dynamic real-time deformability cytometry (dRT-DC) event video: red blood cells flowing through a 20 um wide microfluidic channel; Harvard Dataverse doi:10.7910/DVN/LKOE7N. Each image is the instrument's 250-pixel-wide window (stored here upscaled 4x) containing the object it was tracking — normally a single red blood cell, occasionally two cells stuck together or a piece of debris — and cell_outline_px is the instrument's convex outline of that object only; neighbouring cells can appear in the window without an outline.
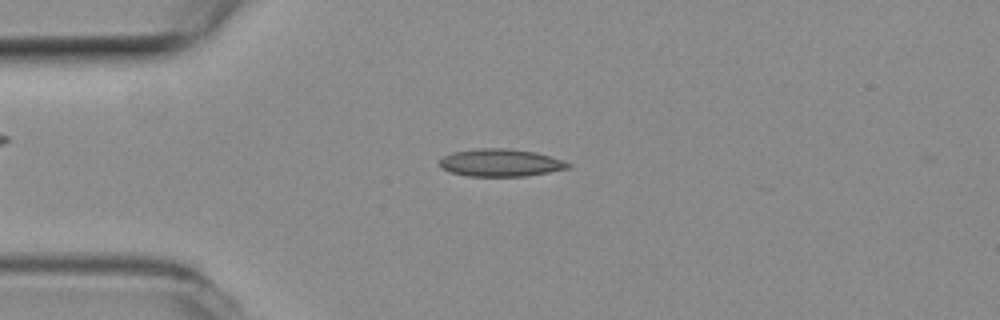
{"species": "common noctule bat (a hibernating species)", "species_latin": "Nyctalus noctula", "temperature_condition": "room temperature", "stored_images_in_passage": 40, "camera_frame_rate_fps": 3000, "um_per_image_px": 0.085, "animal": {"sex": "female", "body_mass_g": 19.3, "forearm_length_mm": 54.1}, "frame": {"image": 1, "passage_image": 3, "time_ms": 0.667, "image_size_px": [1000, 320], "cell_outline_px": [[572, 168], [524, 176], [468, 176], [452, 172], [440, 168], [440, 160], [444, 156], [452, 152], [476, 148], [508, 148], [536, 152], [572, 164]], "centroid_in_image_um": [42.54, 13.83], "position_along_channel_um": 42.5, "area_um2": 20.58}}
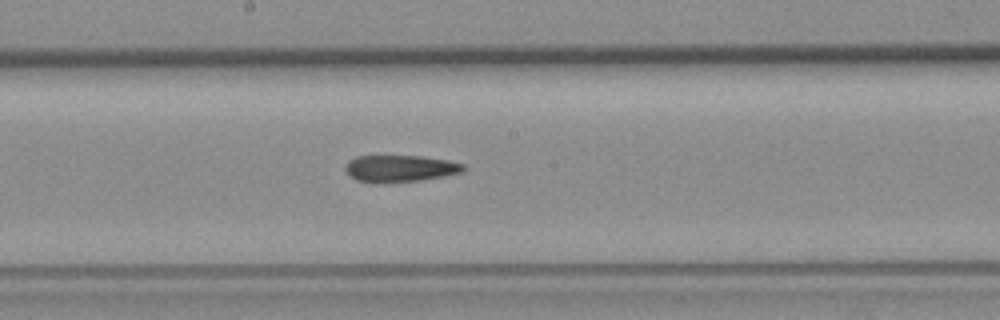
{"frame": {"image": 2, "passage_image": 18, "time_ms": 5.667, "image_size_px": [1000, 320], "cell_outline_px": [[464, 172], [444, 176], [420, 180], [380, 184], [372, 184], [356, 180], [348, 176], [344, 168], [348, 160], [356, 156], [420, 156], [448, 160], [464, 164]], "centroid_in_image_um": [33.94, 14.34], "position_along_channel_um": 214.3, "area_um2": 18.84}}
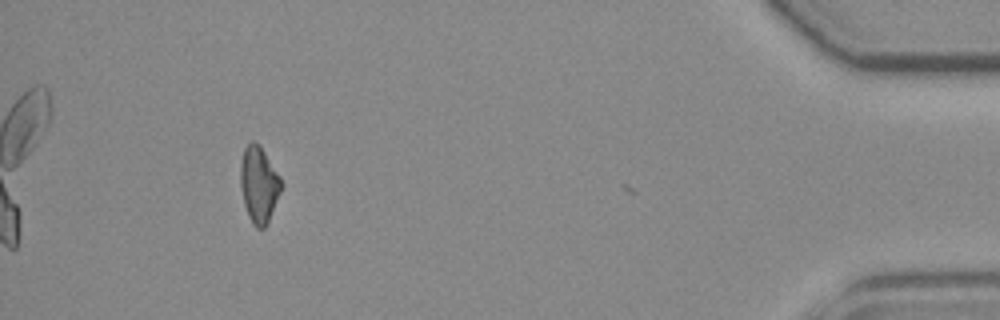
{"frame": {"image": 3, "passage_image": 39, "time_ms": 12.667, "image_size_px": [1000, 320], "cell_outline_px": [[284, 184], [268, 220], [264, 228], [256, 228], [252, 224], [248, 216], [244, 204], [240, 188], [240, 164], [244, 148], [252, 140], [260, 144], [280, 176]], "centroid_in_image_um": [22.0, 15.66], "position_along_channel_um": 413.2, "area_um2": 18.26}, "authors_computed_cell_mechanics": {"area_um2": 18.9873, "velocity_mm_per_s": 3.8354, "shape_relaxation_time_tau1_ms": null, "shape_relaxation_time_tau2_ms": 4.5862, "deformation_change_tau1": null, "deformation_change_tau2": 0.1459}}